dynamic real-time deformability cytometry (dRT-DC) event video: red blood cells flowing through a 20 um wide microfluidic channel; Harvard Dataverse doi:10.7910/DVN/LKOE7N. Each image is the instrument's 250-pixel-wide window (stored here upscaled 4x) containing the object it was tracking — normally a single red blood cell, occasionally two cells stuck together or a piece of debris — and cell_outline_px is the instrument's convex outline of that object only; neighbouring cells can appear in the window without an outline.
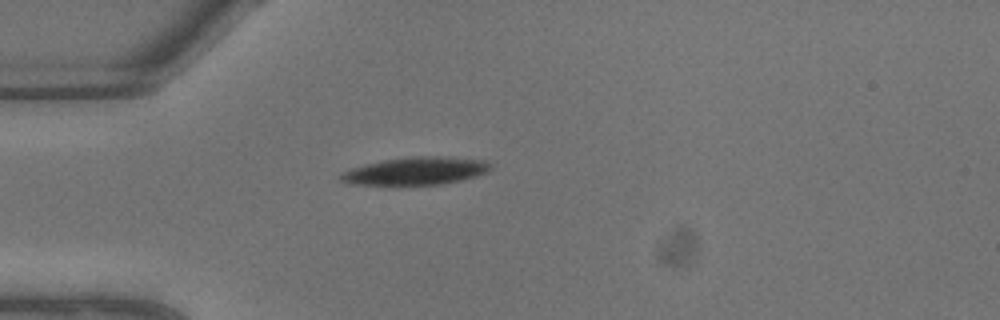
{"species": "common noctule bat (a hibernating species)", "species_latin": "Nyctalus noctula", "temperature_condition": "warm", "stored_images_in_passage": 3, "camera_frame_rate_fps": 3000, "um_per_image_px": 0.085, "animal": {"sex": "male", "body_mass_g": 13.3}, "frame": {"image": 1, "passage_image": 1, "time_ms": 0.0, "image_size_px": [1000, 320], "cell_outline_px": [[492, 168], [488, 172], [464, 180], [440, 184], [348, 184], [340, 180], [340, 176], [344, 172], [352, 168], [380, 160], [416, 156], [436, 156], [484, 160]], "centroid_in_image_um": [35.36, 14.53], "position_along_channel_um": 49.6, "area_um2": 23.87}}